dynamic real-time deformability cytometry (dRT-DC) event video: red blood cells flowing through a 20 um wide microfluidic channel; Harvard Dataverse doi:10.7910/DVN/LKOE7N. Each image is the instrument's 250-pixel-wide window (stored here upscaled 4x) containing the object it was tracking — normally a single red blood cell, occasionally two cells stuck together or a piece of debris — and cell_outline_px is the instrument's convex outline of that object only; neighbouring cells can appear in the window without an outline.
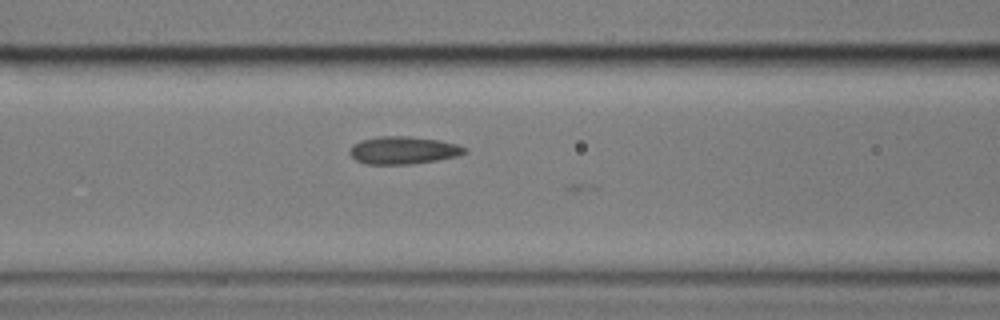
{"species": "common noctule bat (a hibernating species)", "species_latin": "Nyctalus noctula", "temperature_condition": "cold", "stored_images_in_passage": 26, "camera_frame_rate_fps": 3000, "um_per_image_px": 0.085, "animal": {"sex": "male", "body_mass_g": 17.9}, "frame": {"image": 1, "passage_image": 25, "time_ms": 8.0, "image_size_px": [1000, 320], "cell_outline_px": [[468, 152], [456, 156], [436, 160], [408, 164], [368, 164], [356, 160], [348, 152], [352, 144], [360, 140], [380, 136], [408, 136], [440, 140], [456, 144], [468, 148]], "centroid_in_image_um": [34.27, 12.76], "position_along_channel_um": 132.3, "area_um2": 18.5}}